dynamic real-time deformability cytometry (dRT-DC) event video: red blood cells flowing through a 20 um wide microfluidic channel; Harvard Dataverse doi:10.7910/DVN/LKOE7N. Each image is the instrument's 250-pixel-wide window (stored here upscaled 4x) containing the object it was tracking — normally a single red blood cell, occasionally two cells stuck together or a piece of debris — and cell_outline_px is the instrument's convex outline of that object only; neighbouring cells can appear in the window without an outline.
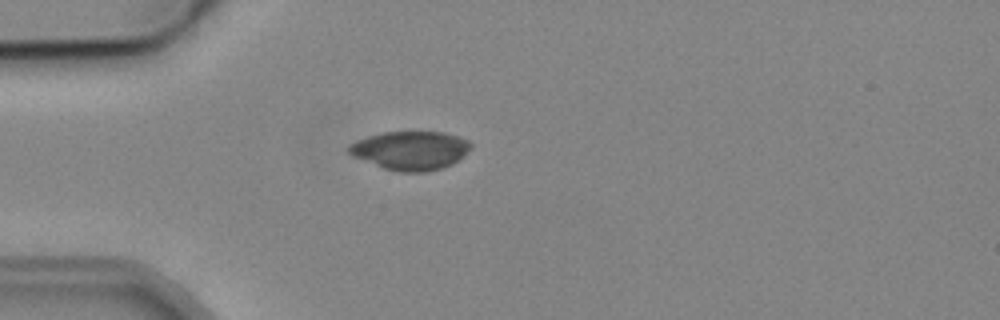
{"species": "common noctule bat (a hibernating species)", "species_latin": "Nyctalus noctula", "temperature_condition": "cold", "stored_images_in_passage": 1, "camera_frame_rate_fps": 3000, "um_per_image_px": 0.085, "animal": {"sex": "male", "body_mass_g": 19.2, "forearm_length_mm": 51.8}, "frame": {"image": 1, "passage_image": 1, "time_ms": 0.0, "image_size_px": [1000, 320], "cell_outline_px": [[472, 144], [452, 164], [440, 168], [424, 172], [400, 172], [384, 168], [352, 156], [348, 152], [348, 144], [356, 140], [368, 136], [384, 132], [444, 132], [460, 136], [468, 140]], "centroid_in_image_um": [34.84, 12.78], "position_along_channel_um": 50.2, "area_um2": 27.22}}